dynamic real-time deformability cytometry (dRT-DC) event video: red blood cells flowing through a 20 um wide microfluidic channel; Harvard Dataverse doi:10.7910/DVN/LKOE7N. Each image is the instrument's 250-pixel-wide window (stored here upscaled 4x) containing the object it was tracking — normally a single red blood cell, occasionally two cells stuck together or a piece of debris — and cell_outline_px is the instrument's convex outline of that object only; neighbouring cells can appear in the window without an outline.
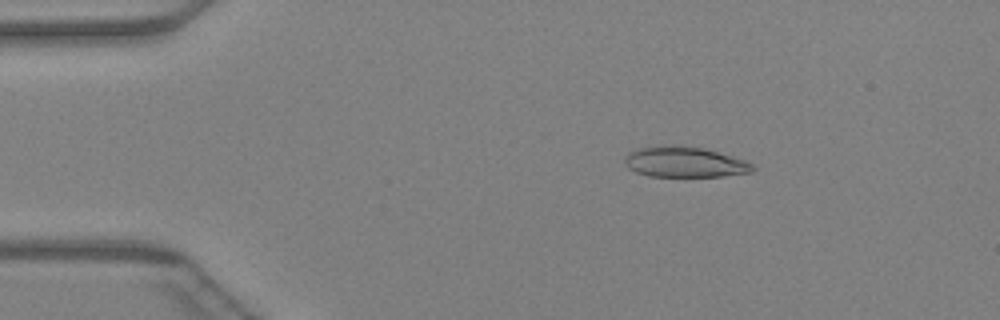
{"species": "Egyptian fruit bat (a non-hibernating species)", "species_latin": "Rousettus aegyptiacus", "temperature_condition": "warm", "stored_images_in_passage": 43, "camera_frame_rate_fps": 3000, "um_per_image_px": 0.085, "animal": {"sex": "female"}, "frame": {"image": 1, "passage_image": 5, "time_ms": 1.333, "image_size_px": [1000, 320], "cell_outline_px": [[756, 168], [752, 172], [720, 176], [648, 176], [636, 172], [628, 168], [624, 164], [624, 160], [628, 152], [636, 148], [672, 144], [704, 148], [732, 156], [744, 160], [752, 164]], "centroid_in_image_um": [58.15, 13.76], "position_along_channel_um": 26.8, "area_um2": 22.89}}
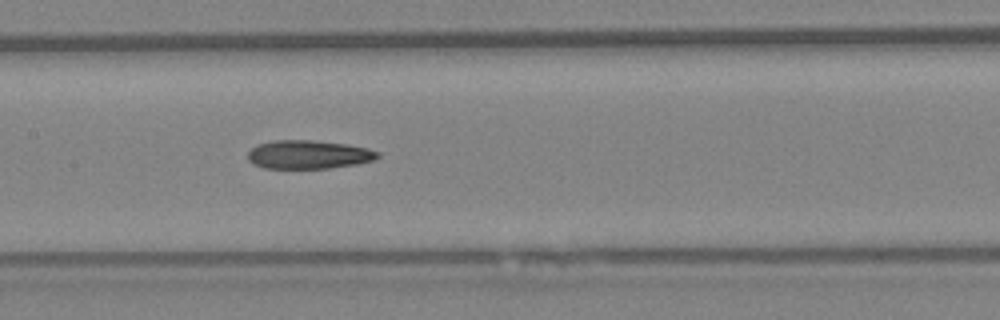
{"frame": {"image": 2, "passage_image": 20, "time_ms": 6.333, "image_size_px": [1000, 320], "cell_outline_px": [[380, 156], [372, 160], [356, 164], [328, 168], [264, 168], [252, 164], [248, 160], [248, 152], [256, 144], [272, 140], [312, 140], [348, 144], [368, 148], [380, 152]], "centroid_in_image_um": [26.2, 13.13], "position_along_channel_um": 181.2, "area_um2": 21.73}}
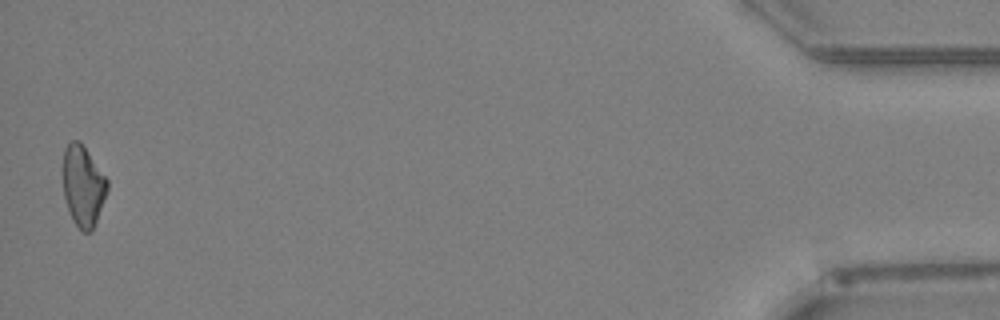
{"frame": {"image": 3, "passage_image": 43, "time_ms": 14.0, "image_size_px": [1000, 320], "cell_outline_px": [[108, 188], [92, 232], [84, 232], [72, 220], [64, 196], [60, 168], [64, 148], [72, 140], [80, 140], [108, 180]], "centroid_in_image_um": [7.01, 15.75], "position_along_channel_um": 428.2, "area_um2": 21.21}}